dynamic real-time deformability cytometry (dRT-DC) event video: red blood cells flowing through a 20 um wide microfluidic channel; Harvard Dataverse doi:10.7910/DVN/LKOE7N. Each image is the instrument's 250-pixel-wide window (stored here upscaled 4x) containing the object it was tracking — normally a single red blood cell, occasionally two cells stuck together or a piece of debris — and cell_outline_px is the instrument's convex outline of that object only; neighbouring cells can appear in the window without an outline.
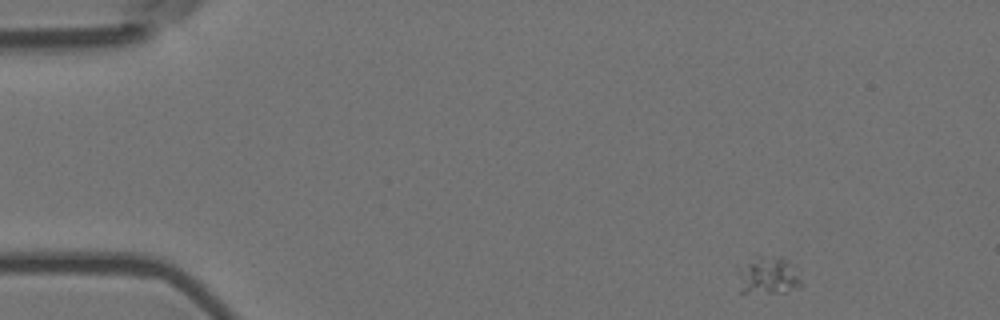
{"species": "Egyptian fruit bat (a non-hibernating species)", "species_latin": "Rousettus aegyptiacus", "temperature_condition": "room temperature", "stored_images_in_passage": 4, "camera_frame_rate_fps": 3000, "um_per_image_px": 0.085, "animal": {"sex": "female"}, "frame": {"image": 1, "passage_image": 1, "time_ms": 0.0, "image_size_px": [1000, 320], "cell_outline_px": [[804, 284], [784, 292], [740, 292], [736, 272], [756, 252], [784, 256], [796, 264]], "centroid_in_image_um": [65.32, 23.31], "position_along_channel_um": 19.7, "area_um2": 14.97}}
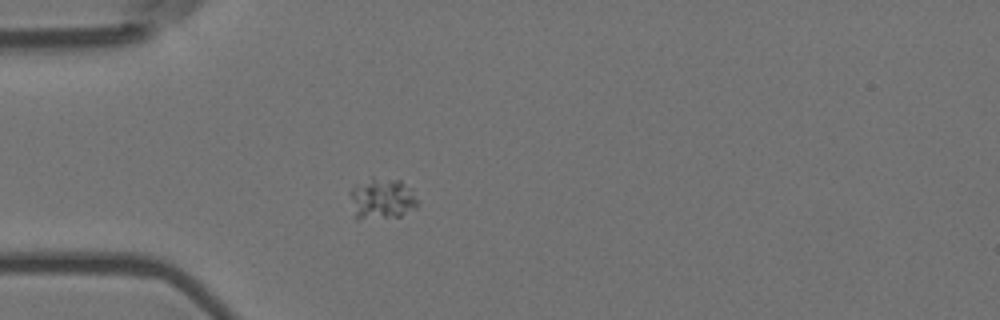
{"frame": {"image": 2, "passage_image": 4, "time_ms": 1.0, "image_size_px": [1000, 320], "cell_outline_px": [[416, 208], [400, 216], [356, 220], [348, 192], [356, 184], [372, 176], [400, 180], [412, 188], [416, 200]], "centroid_in_image_um": [32.42, 16.87], "position_along_channel_um": 52.6, "area_um2": 16.47}}